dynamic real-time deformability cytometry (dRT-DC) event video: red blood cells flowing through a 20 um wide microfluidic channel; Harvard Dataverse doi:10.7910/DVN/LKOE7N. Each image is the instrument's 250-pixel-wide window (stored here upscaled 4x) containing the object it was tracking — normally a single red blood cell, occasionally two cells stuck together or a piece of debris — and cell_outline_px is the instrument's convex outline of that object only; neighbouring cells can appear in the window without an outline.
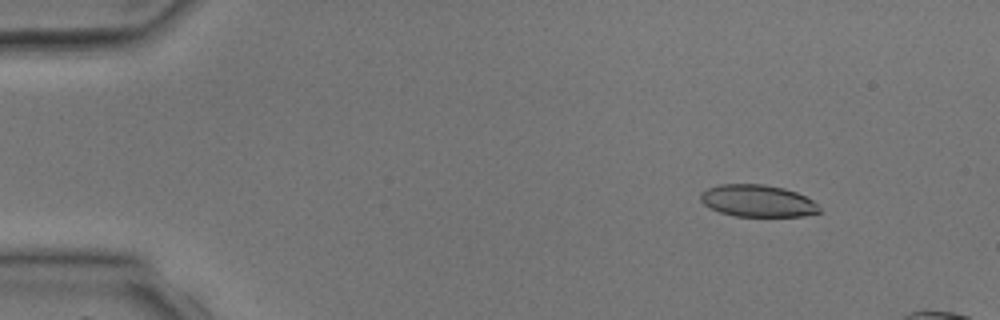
{"species": "common noctule bat (a hibernating species)", "species_latin": "Nyctalus noctula", "temperature_condition": "room temperature", "stored_images_in_passage": 5, "camera_frame_rate_fps": 3000, "um_per_image_px": 0.085, "animal": {"sex": "male", "body_mass_g": 17.9, "forearm_length_mm": 54.2}, "frame": {"image": 1, "passage_image": 2, "time_ms": 1.333, "image_size_px": [1000, 320], "cell_outline_px": [[820, 212], [804, 216], [732, 216], [720, 212], [704, 204], [700, 200], [700, 192], [708, 188], [720, 184], [764, 184], [784, 188], [796, 192], [812, 200], [820, 208]], "centroid_in_image_um": [64.38, 17.07], "position_along_channel_um": 20.6, "area_um2": 22.14}}